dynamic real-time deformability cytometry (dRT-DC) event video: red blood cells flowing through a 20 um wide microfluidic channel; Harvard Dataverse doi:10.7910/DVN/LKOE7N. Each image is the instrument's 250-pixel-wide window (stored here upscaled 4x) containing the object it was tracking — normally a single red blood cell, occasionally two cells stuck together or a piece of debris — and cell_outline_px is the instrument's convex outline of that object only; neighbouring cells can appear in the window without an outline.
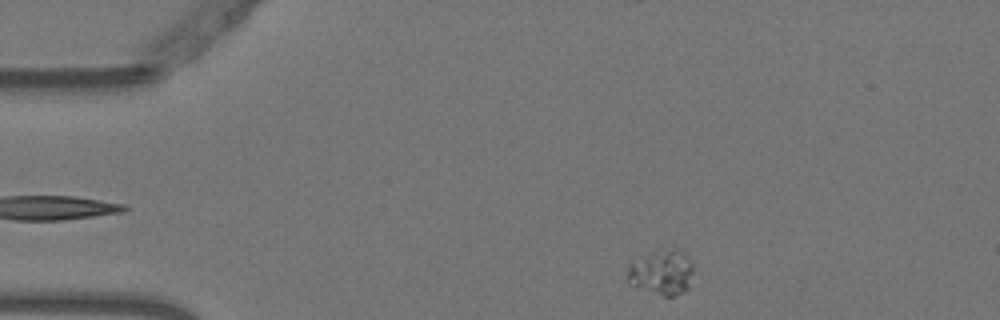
{"species": "Egyptian fruit bat (a non-hibernating species)", "species_latin": "Rousettus aegyptiacus", "temperature_condition": "warm", "stored_images_in_passage": 47, "camera_frame_rate_fps": 3000, "um_per_image_px": 0.085, "animal": {"sex": "female"}, "frame": {"image": 1, "passage_image": 1, "time_ms": 0.0, "image_size_px": [1000, 320], "cell_outline_px": [[692, 272], [688, 288], [684, 292], [676, 296], [664, 296], [628, 284], [628, 268], [632, 264], [648, 256], [672, 252], [684, 252], [688, 256], [692, 264]], "centroid_in_image_um": [56.28, 23.26], "position_along_channel_um": 28.7, "area_um2": 16.07}}
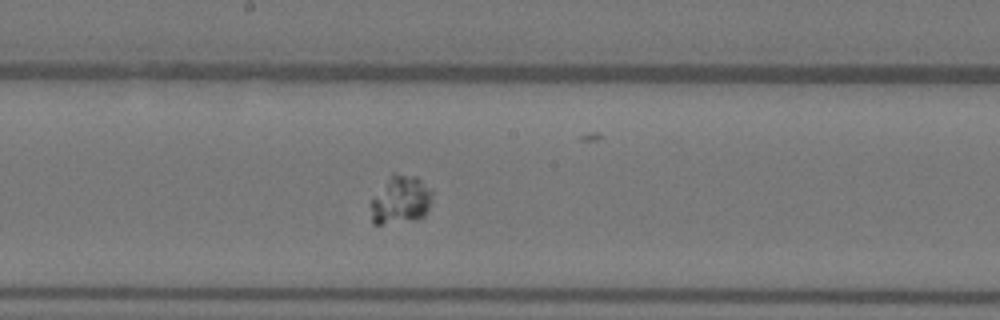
{"frame": {"image": 2, "passage_image": 21, "time_ms": 6.667, "image_size_px": [1000, 320], "cell_outline_px": [[436, 192], [424, 216], [416, 220], [380, 224], [372, 224], [372, 200], [392, 172], [416, 176], [432, 188]], "centroid_in_image_um": [34.13, 16.97], "position_along_channel_um": 214.1, "area_um2": 17.4}}
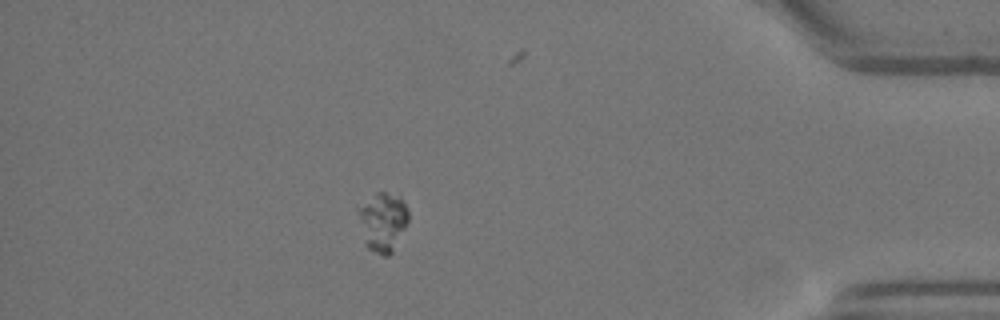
{"frame": {"image": 3, "passage_image": 40, "time_ms": 13.0, "image_size_px": [1000, 320], "cell_outline_px": [[408, 220], [392, 252], [388, 256], [384, 256], [368, 248], [364, 244], [356, 212], [356, 204], [376, 192], [384, 192], [404, 200], [408, 208]], "centroid_in_image_um": [32.46, 18.82], "position_along_channel_um": 402.7, "area_um2": 17.51}}